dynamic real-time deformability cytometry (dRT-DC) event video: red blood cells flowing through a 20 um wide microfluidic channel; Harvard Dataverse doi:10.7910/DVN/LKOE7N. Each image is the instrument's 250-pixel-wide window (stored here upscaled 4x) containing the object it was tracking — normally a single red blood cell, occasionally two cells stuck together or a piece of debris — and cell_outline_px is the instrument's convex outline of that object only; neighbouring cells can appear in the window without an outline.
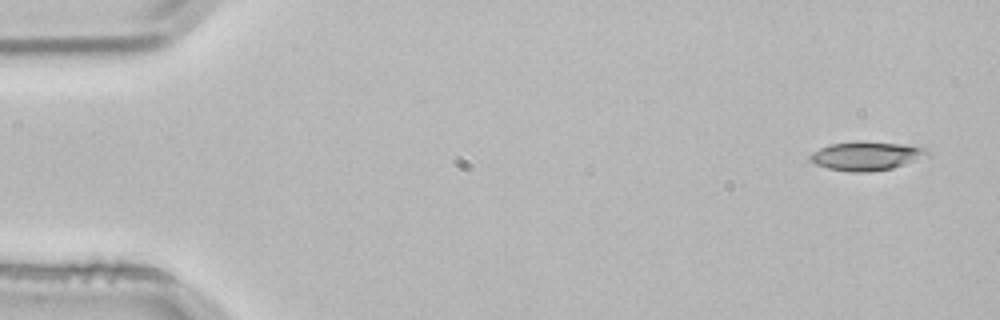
{"species": "common noctule bat (a hibernating species)", "species_latin": "Nyctalus noctula", "temperature_condition": "room temperature", "stored_images_in_passage": 5, "segment_of_instrument_passage": [2, 2], "camera_frame_rate_fps": 3000, "um_per_image_px": 0.085, "animal": {"sex": "male", "body_mass_g": 21.5, "forearm_length_mm": 52.0}, "frame": {"image": 1, "passage_image": 5, "time_ms": 1.333, "image_size_px": [1000, 320], "cell_outline_px": [[928, 152], [912, 160], [892, 168], [868, 172], [852, 172], [828, 168], [816, 164], [808, 156], [812, 152], [828, 144], [908, 144], [924, 148]], "centroid_in_image_um": [73.54, 13.29], "position_along_channel_um": 11.5, "area_um2": 18.21}}